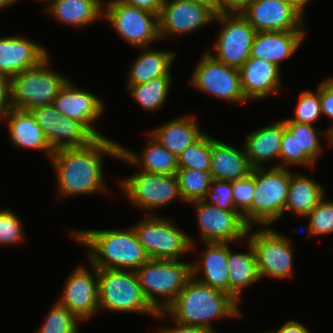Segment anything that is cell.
<instances>
[{"instance_id": "6da1fadb", "label": "cell", "mask_w": 333, "mask_h": 333, "mask_svg": "<svg viewBox=\"0 0 333 333\" xmlns=\"http://www.w3.org/2000/svg\"><path fill=\"white\" fill-rule=\"evenodd\" d=\"M120 149L121 144L101 136L85 146L54 151L49 160L55 171L57 197L110 194L103 173V158L111 156L118 160Z\"/></svg>"}, {"instance_id": "7a4b0ae2", "label": "cell", "mask_w": 333, "mask_h": 333, "mask_svg": "<svg viewBox=\"0 0 333 333\" xmlns=\"http://www.w3.org/2000/svg\"><path fill=\"white\" fill-rule=\"evenodd\" d=\"M238 303L230 294L205 285L193 276L164 312H158L157 319L213 328L217 318H240L243 313Z\"/></svg>"}, {"instance_id": "3957f363", "label": "cell", "mask_w": 333, "mask_h": 333, "mask_svg": "<svg viewBox=\"0 0 333 333\" xmlns=\"http://www.w3.org/2000/svg\"><path fill=\"white\" fill-rule=\"evenodd\" d=\"M70 237L82 245L89 265L97 269L136 271L149 258L132 226L127 229L71 230Z\"/></svg>"}, {"instance_id": "277c9868", "label": "cell", "mask_w": 333, "mask_h": 333, "mask_svg": "<svg viewBox=\"0 0 333 333\" xmlns=\"http://www.w3.org/2000/svg\"><path fill=\"white\" fill-rule=\"evenodd\" d=\"M135 272L146 300L157 312H164L192 277V263L148 259Z\"/></svg>"}, {"instance_id": "5b68a950", "label": "cell", "mask_w": 333, "mask_h": 333, "mask_svg": "<svg viewBox=\"0 0 333 333\" xmlns=\"http://www.w3.org/2000/svg\"><path fill=\"white\" fill-rule=\"evenodd\" d=\"M145 215L132 225L149 259H181L182 255L197 252V243L172 219L165 216Z\"/></svg>"}, {"instance_id": "8992f818", "label": "cell", "mask_w": 333, "mask_h": 333, "mask_svg": "<svg viewBox=\"0 0 333 333\" xmlns=\"http://www.w3.org/2000/svg\"><path fill=\"white\" fill-rule=\"evenodd\" d=\"M99 312L147 314L158 312L146 300L135 271L98 269Z\"/></svg>"}, {"instance_id": "52a82bcc", "label": "cell", "mask_w": 333, "mask_h": 333, "mask_svg": "<svg viewBox=\"0 0 333 333\" xmlns=\"http://www.w3.org/2000/svg\"><path fill=\"white\" fill-rule=\"evenodd\" d=\"M50 57L11 78V103L14 109L29 111L53 104L57 94L71 79L50 67Z\"/></svg>"}, {"instance_id": "ba28073f", "label": "cell", "mask_w": 333, "mask_h": 333, "mask_svg": "<svg viewBox=\"0 0 333 333\" xmlns=\"http://www.w3.org/2000/svg\"><path fill=\"white\" fill-rule=\"evenodd\" d=\"M290 179V168H255L252 226H271L283 217Z\"/></svg>"}, {"instance_id": "9c48e42d", "label": "cell", "mask_w": 333, "mask_h": 333, "mask_svg": "<svg viewBox=\"0 0 333 333\" xmlns=\"http://www.w3.org/2000/svg\"><path fill=\"white\" fill-rule=\"evenodd\" d=\"M122 193L127 200L146 215H156L155 210L173 201L183 202L176 174L166 175L146 171L136 172L120 180Z\"/></svg>"}, {"instance_id": "30bf717a", "label": "cell", "mask_w": 333, "mask_h": 333, "mask_svg": "<svg viewBox=\"0 0 333 333\" xmlns=\"http://www.w3.org/2000/svg\"><path fill=\"white\" fill-rule=\"evenodd\" d=\"M249 227L247 238L251 241L255 253L259 277L284 280L294 274V256L291 238L277 232L272 226H263L258 230Z\"/></svg>"}, {"instance_id": "8fae6325", "label": "cell", "mask_w": 333, "mask_h": 333, "mask_svg": "<svg viewBox=\"0 0 333 333\" xmlns=\"http://www.w3.org/2000/svg\"><path fill=\"white\" fill-rule=\"evenodd\" d=\"M103 18L123 41L137 49L151 47L160 40L158 14L108 0L103 4Z\"/></svg>"}, {"instance_id": "7c38bea8", "label": "cell", "mask_w": 333, "mask_h": 333, "mask_svg": "<svg viewBox=\"0 0 333 333\" xmlns=\"http://www.w3.org/2000/svg\"><path fill=\"white\" fill-rule=\"evenodd\" d=\"M202 55L192 71L189 85L229 103L247 104L239 69L216 60L207 50Z\"/></svg>"}, {"instance_id": "4fadbf2b", "label": "cell", "mask_w": 333, "mask_h": 333, "mask_svg": "<svg viewBox=\"0 0 333 333\" xmlns=\"http://www.w3.org/2000/svg\"><path fill=\"white\" fill-rule=\"evenodd\" d=\"M217 22L222 26L209 54L216 60L239 69L250 58L256 30L239 13H217L214 23Z\"/></svg>"}, {"instance_id": "5bb4252c", "label": "cell", "mask_w": 333, "mask_h": 333, "mask_svg": "<svg viewBox=\"0 0 333 333\" xmlns=\"http://www.w3.org/2000/svg\"><path fill=\"white\" fill-rule=\"evenodd\" d=\"M217 10L210 5L186 0H164L158 15L160 40L186 35L214 24Z\"/></svg>"}, {"instance_id": "9a60e30c", "label": "cell", "mask_w": 333, "mask_h": 333, "mask_svg": "<svg viewBox=\"0 0 333 333\" xmlns=\"http://www.w3.org/2000/svg\"><path fill=\"white\" fill-rule=\"evenodd\" d=\"M202 242L241 243L247 238L249 226L237 211L223 210L203 200L191 202Z\"/></svg>"}, {"instance_id": "2e32d148", "label": "cell", "mask_w": 333, "mask_h": 333, "mask_svg": "<svg viewBox=\"0 0 333 333\" xmlns=\"http://www.w3.org/2000/svg\"><path fill=\"white\" fill-rule=\"evenodd\" d=\"M80 264L70 273L58 302L63 304L79 320L86 322L99 313L98 269Z\"/></svg>"}, {"instance_id": "e0dca14e", "label": "cell", "mask_w": 333, "mask_h": 333, "mask_svg": "<svg viewBox=\"0 0 333 333\" xmlns=\"http://www.w3.org/2000/svg\"><path fill=\"white\" fill-rule=\"evenodd\" d=\"M256 32L306 30L288 0H254L242 13Z\"/></svg>"}, {"instance_id": "ac0fdd59", "label": "cell", "mask_w": 333, "mask_h": 333, "mask_svg": "<svg viewBox=\"0 0 333 333\" xmlns=\"http://www.w3.org/2000/svg\"><path fill=\"white\" fill-rule=\"evenodd\" d=\"M69 80L54 99L53 105L64 116L81 121L96 137L105 136L94 126L106 108L103 100Z\"/></svg>"}, {"instance_id": "d6986e66", "label": "cell", "mask_w": 333, "mask_h": 333, "mask_svg": "<svg viewBox=\"0 0 333 333\" xmlns=\"http://www.w3.org/2000/svg\"><path fill=\"white\" fill-rule=\"evenodd\" d=\"M48 56L45 46L25 36L0 37V74L10 78L38 66Z\"/></svg>"}, {"instance_id": "ffe728a7", "label": "cell", "mask_w": 333, "mask_h": 333, "mask_svg": "<svg viewBox=\"0 0 333 333\" xmlns=\"http://www.w3.org/2000/svg\"><path fill=\"white\" fill-rule=\"evenodd\" d=\"M241 86L246 100L264 99L280 95L281 69L263 59L250 57L240 68Z\"/></svg>"}, {"instance_id": "44dd1931", "label": "cell", "mask_w": 333, "mask_h": 333, "mask_svg": "<svg viewBox=\"0 0 333 333\" xmlns=\"http://www.w3.org/2000/svg\"><path fill=\"white\" fill-rule=\"evenodd\" d=\"M202 244L206 247L201 251L200 259L192 262V276L205 285L229 294L228 242Z\"/></svg>"}, {"instance_id": "7402d4cb", "label": "cell", "mask_w": 333, "mask_h": 333, "mask_svg": "<svg viewBox=\"0 0 333 333\" xmlns=\"http://www.w3.org/2000/svg\"><path fill=\"white\" fill-rule=\"evenodd\" d=\"M305 30L256 32L250 57L271 62L281 69L305 40Z\"/></svg>"}, {"instance_id": "603a6c76", "label": "cell", "mask_w": 333, "mask_h": 333, "mask_svg": "<svg viewBox=\"0 0 333 333\" xmlns=\"http://www.w3.org/2000/svg\"><path fill=\"white\" fill-rule=\"evenodd\" d=\"M283 119L267 124L247 134L243 147L252 168H265L266 162L277 160L270 167H279Z\"/></svg>"}, {"instance_id": "cb8c5ba5", "label": "cell", "mask_w": 333, "mask_h": 333, "mask_svg": "<svg viewBox=\"0 0 333 333\" xmlns=\"http://www.w3.org/2000/svg\"><path fill=\"white\" fill-rule=\"evenodd\" d=\"M3 120L9 130V142L15 148L39 150L51 158L54 151L30 111L12 108Z\"/></svg>"}, {"instance_id": "d4e9b609", "label": "cell", "mask_w": 333, "mask_h": 333, "mask_svg": "<svg viewBox=\"0 0 333 333\" xmlns=\"http://www.w3.org/2000/svg\"><path fill=\"white\" fill-rule=\"evenodd\" d=\"M243 144L236 148L211 136V175L213 179L236 181L252 172Z\"/></svg>"}, {"instance_id": "484cf974", "label": "cell", "mask_w": 333, "mask_h": 333, "mask_svg": "<svg viewBox=\"0 0 333 333\" xmlns=\"http://www.w3.org/2000/svg\"><path fill=\"white\" fill-rule=\"evenodd\" d=\"M148 139L142 152L135 153L121 144L119 160L125 161L128 165L138 167L141 171L173 175L177 173V156L161 145L149 133Z\"/></svg>"}, {"instance_id": "4316f807", "label": "cell", "mask_w": 333, "mask_h": 333, "mask_svg": "<svg viewBox=\"0 0 333 333\" xmlns=\"http://www.w3.org/2000/svg\"><path fill=\"white\" fill-rule=\"evenodd\" d=\"M195 114L174 118L149 134L175 156L197 141L205 132L201 130Z\"/></svg>"}, {"instance_id": "83f0119b", "label": "cell", "mask_w": 333, "mask_h": 333, "mask_svg": "<svg viewBox=\"0 0 333 333\" xmlns=\"http://www.w3.org/2000/svg\"><path fill=\"white\" fill-rule=\"evenodd\" d=\"M141 49V53L134 59L127 71L126 86L146 83L156 77L173 76L171 68L177 58L176 51L154 50L150 47Z\"/></svg>"}, {"instance_id": "f1b7e54d", "label": "cell", "mask_w": 333, "mask_h": 333, "mask_svg": "<svg viewBox=\"0 0 333 333\" xmlns=\"http://www.w3.org/2000/svg\"><path fill=\"white\" fill-rule=\"evenodd\" d=\"M102 0H54L46 8L47 14L72 28H86L103 19Z\"/></svg>"}, {"instance_id": "f546056e", "label": "cell", "mask_w": 333, "mask_h": 333, "mask_svg": "<svg viewBox=\"0 0 333 333\" xmlns=\"http://www.w3.org/2000/svg\"><path fill=\"white\" fill-rule=\"evenodd\" d=\"M247 252H234L228 243L229 294L239 303L245 288L261 279L258 273L256 253L251 241L246 238Z\"/></svg>"}, {"instance_id": "4dcf8cb0", "label": "cell", "mask_w": 333, "mask_h": 333, "mask_svg": "<svg viewBox=\"0 0 333 333\" xmlns=\"http://www.w3.org/2000/svg\"><path fill=\"white\" fill-rule=\"evenodd\" d=\"M324 185L300 172H292L285 212L295 216H307L327 196Z\"/></svg>"}, {"instance_id": "1f68e13d", "label": "cell", "mask_w": 333, "mask_h": 333, "mask_svg": "<svg viewBox=\"0 0 333 333\" xmlns=\"http://www.w3.org/2000/svg\"><path fill=\"white\" fill-rule=\"evenodd\" d=\"M172 83V76H161L149 82L126 88L131 98L136 101V104H139L141 109L155 112L166 104Z\"/></svg>"}, {"instance_id": "d6a6232c", "label": "cell", "mask_w": 333, "mask_h": 333, "mask_svg": "<svg viewBox=\"0 0 333 333\" xmlns=\"http://www.w3.org/2000/svg\"><path fill=\"white\" fill-rule=\"evenodd\" d=\"M176 176L185 204L203 200L212 182L211 172L196 169H178Z\"/></svg>"}, {"instance_id": "836d02e7", "label": "cell", "mask_w": 333, "mask_h": 333, "mask_svg": "<svg viewBox=\"0 0 333 333\" xmlns=\"http://www.w3.org/2000/svg\"><path fill=\"white\" fill-rule=\"evenodd\" d=\"M96 138L81 121L70 119L64 115L58 117L56 150L85 146Z\"/></svg>"}, {"instance_id": "e575fe53", "label": "cell", "mask_w": 333, "mask_h": 333, "mask_svg": "<svg viewBox=\"0 0 333 333\" xmlns=\"http://www.w3.org/2000/svg\"><path fill=\"white\" fill-rule=\"evenodd\" d=\"M178 169L211 171V136L206 132L177 156Z\"/></svg>"}, {"instance_id": "d590c367", "label": "cell", "mask_w": 333, "mask_h": 333, "mask_svg": "<svg viewBox=\"0 0 333 333\" xmlns=\"http://www.w3.org/2000/svg\"><path fill=\"white\" fill-rule=\"evenodd\" d=\"M284 124L298 139L299 153H307L317 162L324 150L320 138L324 136L326 140V131H319L315 125L293 121H284Z\"/></svg>"}, {"instance_id": "8d00e7d4", "label": "cell", "mask_w": 333, "mask_h": 333, "mask_svg": "<svg viewBox=\"0 0 333 333\" xmlns=\"http://www.w3.org/2000/svg\"><path fill=\"white\" fill-rule=\"evenodd\" d=\"M81 323L71 311L56 301L40 325L41 328L34 333H79Z\"/></svg>"}, {"instance_id": "74e56055", "label": "cell", "mask_w": 333, "mask_h": 333, "mask_svg": "<svg viewBox=\"0 0 333 333\" xmlns=\"http://www.w3.org/2000/svg\"><path fill=\"white\" fill-rule=\"evenodd\" d=\"M255 190V168L244 178L232 182V195L235 210L245 223L252 227V200Z\"/></svg>"}, {"instance_id": "f35d334b", "label": "cell", "mask_w": 333, "mask_h": 333, "mask_svg": "<svg viewBox=\"0 0 333 333\" xmlns=\"http://www.w3.org/2000/svg\"><path fill=\"white\" fill-rule=\"evenodd\" d=\"M279 161V167L283 168H293L294 165L314 168L317 164L307 153H299L298 139L285 126L284 121Z\"/></svg>"}, {"instance_id": "ab89813d", "label": "cell", "mask_w": 333, "mask_h": 333, "mask_svg": "<svg viewBox=\"0 0 333 333\" xmlns=\"http://www.w3.org/2000/svg\"><path fill=\"white\" fill-rule=\"evenodd\" d=\"M294 117L284 119L283 121H293L298 123L315 125L314 123L321 118L320 84L316 92L304 90L299 94L295 107Z\"/></svg>"}, {"instance_id": "60d3db41", "label": "cell", "mask_w": 333, "mask_h": 333, "mask_svg": "<svg viewBox=\"0 0 333 333\" xmlns=\"http://www.w3.org/2000/svg\"><path fill=\"white\" fill-rule=\"evenodd\" d=\"M25 241L23 224L11 209H0V245L13 246Z\"/></svg>"}, {"instance_id": "b9f144b4", "label": "cell", "mask_w": 333, "mask_h": 333, "mask_svg": "<svg viewBox=\"0 0 333 333\" xmlns=\"http://www.w3.org/2000/svg\"><path fill=\"white\" fill-rule=\"evenodd\" d=\"M37 124L42 128L45 138L53 151H56V132L58 117L63 114L53 104L35 107L29 110Z\"/></svg>"}, {"instance_id": "7bdbcfd3", "label": "cell", "mask_w": 333, "mask_h": 333, "mask_svg": "<svg viewBox=\"0 0 333 333\" xmlns=\"http://www.w3.org/2000/svg\"><path fill=\"white\" fill-rule=\"evenodd\" d=\"M307 216L314 236L333 233V200L324 197Z\"/></svg>"}, {"instance_id": "ee69618b", "label": "cell", "mask_w": 333, "mask_h": 333, "mask_svg": "<svg viewBox=\"0 0 333 333\" xmlns=\"http://www.w3.org/2000/svg\"><path fill=\"white\" fill-rule=\"evenodd\" d=\"M203 201L223 210L236 211L232 195V182L212 179L210 189L207 191Z\"/></svg>"}, {"instance_id": "f6af8a7d", "label": "cell", "mask_w": 333, "mask_h": 333, "mask_svg": "<svg viewBox=\"0 0 333 333\" xmlns=\"http://www.w3.org/2000/svg\"><path fill=\"white\" fill-rule=\"evenodd\" d=\"M321 113L332 120L333 125V77L320 82Z\"/></svg>"}, {"instance_id": "bcb514c9", "label": "cell", "mask_w": 333, "mask_h": 333, "mask_svg": "<svg viewBox=\"0 0 333 333\" xmlns=\"http://www.w3.org/2000/svg\"><path fill=\"white\" fill-rule=\"evenodd\" d=\"M11 78L0 74V122L3 121L6 114L11 110Z\"/></svg>"}, {"instance_id": "7dc6e473", "label": "cell", "mask_w": 333, "mask_h": 333, "mask_svg": "<svg viewBox=\"0 0 333 333\" xmlns=\"http://www.w3.org/2000/svg\"><path fill=\"white\" fill-rule=\"evenodd\" d=\"M253 1L254 0H216V10L218 13L242 14Z\"/></svg>"}, {"instance_id": "c3c4849f", "label": "cell", "mask_w": 333, "mask_h": 333, "mask_svg": "<svg viewBox=\"0 0 333 333\" xmlns=\"http://www.w3.org/2000/svg\"><path fill=\"white\" fill-rule=\"evenodd\" d=\"M174 323L175 327L163 326L162 324L161 327L157 328V333H215V330H210L204 327Z\"/></svg>"}, {"instance_id": "681fc988", "label": "cell", "mask_w": 333, "mask_h": 333, "mask_svg": "<svg viewBox=\"0 0 333 333\" xmlns=\"http://www.w3.org/2000/svg\"><path fill=\"white\" fill-rule=\"evenodd\" d=\"M116 1L150 11L158 15L164 3V0H116Z\"/></svg>"}, {"instance_id": "f907efd6", "label": "cell", "mask_w": 333, "mask_h": 333, "mask_svg": "<svg viewBox=\"0 0 333 333\" xmlns=\"http://www.w3.org/2000/svg\"><path fill=\"white\" fill-rule=\"evenodd\" d=\"M267 333H311L310 329H308L304 324L296 320H288L283 325L276 329Z\"/></svg>"}, {"instance_id": "816d5d0a", "label": "cell", "mask_w": 333, "mask_h": 333, "mask_svg": "<svg viewBox=\"0 0 333 333\" xmlns=\"http://www.w3.org/2000/svg\"><path fill=\"white\" fill-rule=\"evenodd\" d=\"M289 3L296 9V11L305 18V7L310 0H288Z\"/></svg>"}, {"instance_id": "f5cc1de1", "label": "cell", "mask_w": 333, "mask_h": 333, "mask_svg": "<svg viewBox=\"0 0 333 333\" xmlns=\"http://www.w3.org/2000/svg\"><path fill=\"white\" fill-rule=\"evenodd\" d=\"M326 141L329 142V145H333V125H330L326 129Z\"/></svg>"}, {"instance_id": "db71d44e", "label": "cell", "mask_w": 333, "mask_h": 333, "mask_svg": "<svg viewBox=\"0 0 333 333\" xmlns=\"http://www.w3.org/2000/svg\"><path fill=\"white\" fill-rule=\"evenodd\" d=\"M296 217H305L306 219H307V221H308V224L306 225L307 226V231H306V233H308V237H310V236H313L314 237V233H313V231H312V227H311V222H310V220H309V218H308V216H296ZM302 229V228H301ZM302 231V230H301ZM293 232H296V228L295 229H293Z\"/></svg>"}, {"instance_id": "11a10c76", "label": "cell", "mask_w": 333, "mask_h": 333, "mask_svg": "<svg viewBox=\"0 0 333 333\" xmlns=\"http://www.w3.org/2000/svg\"><path fill=\"white\" fill-rule=\"evenodd\" d=\"M191 2H197L200 4L210 5L213 6L216 9V0H186Z\"/></svg>"}, {"instance_id": "9f6ffc18", "label": "cell", "mask_w": 333, "mask_h": 333, "mask_svg": "<svg viewBox=\"0 0 333 333\" xmlns=\"http://www.w3.org/2000/svg\"><path fill=\"white\" fill-rule=\"evenodd\" d=\"M18 0H0V11L8 8L10 5L16 3Z\"/></svg>"}, {"instance_id": "6f0895ef", "label": "cell", "mask_w": 333, "mask_h": 333, "mask_svg": "<svg viewBox=\"0 0 333 333\" xmlns=\"http://www.w3.org/2000/svg\"><path fill=\"white\" fill-rule=\"evenodd\" d=\"M36 1L43 2V3L45 2L44 4H46L45 6L47 7L54 0H36Z\"/></svg>"}]
</instances>
